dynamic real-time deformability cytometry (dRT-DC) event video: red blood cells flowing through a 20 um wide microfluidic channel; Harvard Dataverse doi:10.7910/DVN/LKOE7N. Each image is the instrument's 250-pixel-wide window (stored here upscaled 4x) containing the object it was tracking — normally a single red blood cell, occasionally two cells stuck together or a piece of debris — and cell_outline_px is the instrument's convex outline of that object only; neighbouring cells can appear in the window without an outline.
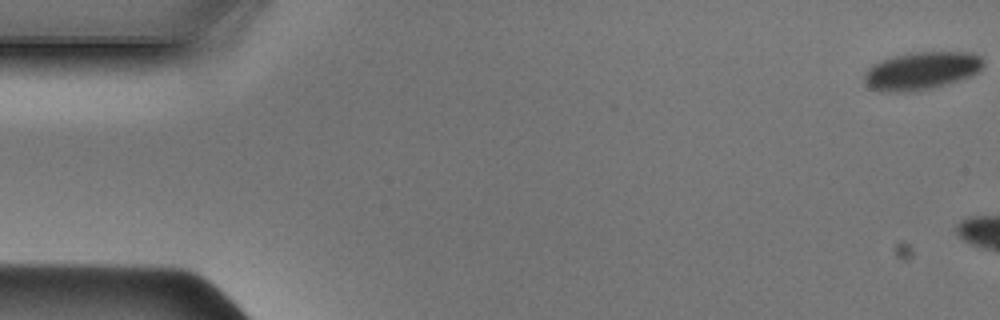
{"species": "Egyptian fruit bat (a non-hibernating species)", "species_latin": "Rousettus aegyptiacus", "temperature_condition": "cold", "stored_images_in_passage": 5, "camera_frame_rate_fps": 3000, "um_per_image_px": 0.085, "animal": {"sex": "male"}, "frame": {"image": 1, "passage_image": 1, "time_ms": 0.0, "image_size_px": [1000, 320], "cell_outline_px": [[984, 64], [980, 72], [972, 76], [960, 80], [932, 88], [912, 92], [880, 92], [868, 88], [864, 84], [864, 72], [872, 64], [896, 56], [916, 52], [972, 52], [980, 56], [984, 60]], "centroid_in_image_um": [78.33, 6.04], "position_along_channel_um": 6.7, "area_um2": 26.59}}